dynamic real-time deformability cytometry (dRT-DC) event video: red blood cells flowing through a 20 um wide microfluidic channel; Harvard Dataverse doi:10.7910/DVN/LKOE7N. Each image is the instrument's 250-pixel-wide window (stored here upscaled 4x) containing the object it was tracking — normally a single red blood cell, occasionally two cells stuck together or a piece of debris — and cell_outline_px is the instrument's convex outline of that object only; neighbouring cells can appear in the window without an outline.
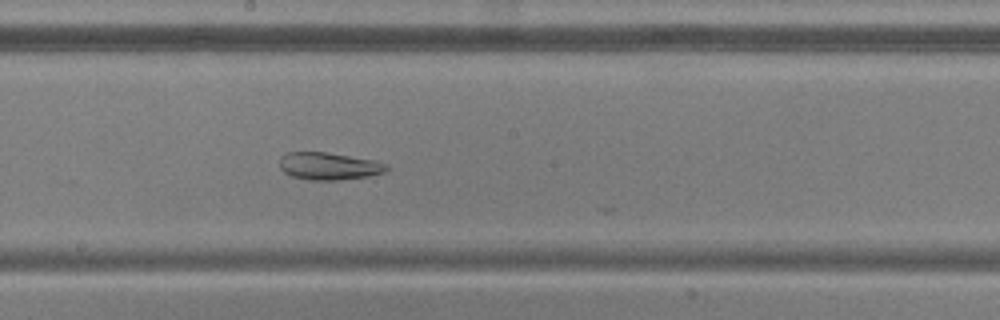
{"species": "common noctule bat (a hibernating species)", "species_latin": "Nyctalus noctula", "temperature_condition": "warm", "stored_images_in_passage": 25, "camera_frame_rate_fps": 3000, "um_per_image_px": 0.085, "animal": {"sex": "male", "body_mass_g": 20.5, "forearm_length_mm": 52.5}, "frame": {"image": 1, "passage_image": 15, "time_ms": 4.667, "image_size_px": [1000, 320], "cell_outline_px": [[388, 168], [384, 172], [368, 176], [336, 180], [312, 180], [292, 176], [284, 172], [280, 168], [280, 156], [288, 152], [328, 152], [376, 160], [388, 164]], "centroid_in_image_um": [27.96, 14.1], "position_along_channel_um": 220.2, "area_um2": 17.11}}